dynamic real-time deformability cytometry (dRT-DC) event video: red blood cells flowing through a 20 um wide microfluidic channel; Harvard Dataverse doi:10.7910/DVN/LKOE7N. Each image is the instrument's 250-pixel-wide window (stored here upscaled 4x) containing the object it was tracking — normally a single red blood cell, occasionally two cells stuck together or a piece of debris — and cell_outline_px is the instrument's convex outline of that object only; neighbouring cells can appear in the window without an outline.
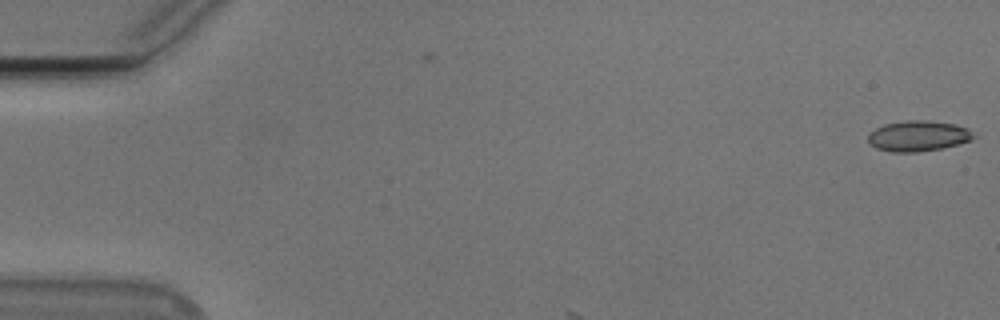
{"species": "Egyptian fruit bat (a non-hibernating species)", "species_latin": "Rousettus aegyptiacus", "temperature_condition": "cold", "stored_images_in_passage": 3, "camera_frame_rate_fps": 3000, "um_per_image_px": 0.085, "animal": {"sex": "male"}, "frame": {"image": 1, "passage_image": 3, "time_ms": 0.667, "image_size_px": [1000, 320], "cell_outline_px": [[976, 136], [968, 140], [956, 144], [940, 148], [916, 152], [892, 152], [876, 148], [868, 140], [868, 132], [884, 124], [904, 120], [928, 120], [956, 124], [968, 128]], "centroid_in_image_um": [78.01, 11.54], "position_along_channel_um": 7.0, "area_um2": 18.73}}